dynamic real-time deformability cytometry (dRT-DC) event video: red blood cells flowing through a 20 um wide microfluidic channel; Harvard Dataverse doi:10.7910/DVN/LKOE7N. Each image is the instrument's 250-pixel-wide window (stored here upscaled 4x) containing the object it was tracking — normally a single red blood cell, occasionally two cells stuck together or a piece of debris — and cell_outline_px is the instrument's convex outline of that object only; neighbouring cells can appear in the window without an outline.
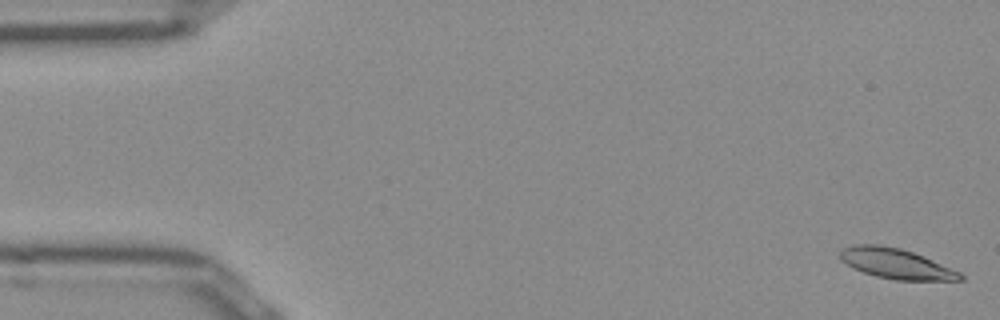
{"species": "Egyptian fruit bat (a non-hibernating species)", "species_latin": "Rousettus aegyptiacus", "temperature_condition": "room temperature", "stored_images_in_passage": 52, "camera_frame_rate_fps": 3000, "um_per_image_px": 0.085, "frame": {"image": 1, "passage_image": 1, "time_ms": 0.0, "image_size_px": [1000, 320], "cell_outline_px": [[964, 280], [896, 280], [876, 276], [852, 268], [840, 260], [840, 252], [844, 248], [856, 244], [880, 244], [900, 248], [912, 252], [960, 272], [964, 276]], "centroid_in_image_um": [76.13, 22.41], "position_along_channel_um": 8.9, "area_um2": 20.92}}
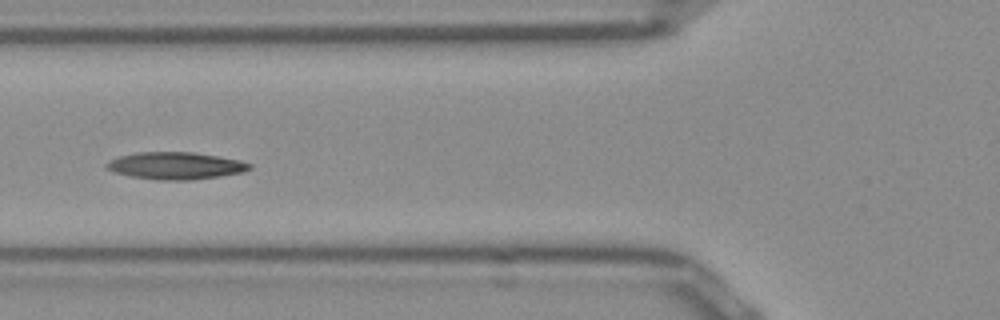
{"frame": {"image": 2, "passage_image": 19, "time_ms": 6.0, "image_size_px": [1000, 320], "cell_outline_px": [[252, 168], [244, 172], [220, 176], [188, 180], [156, 180], [132, 176], [116, 172], [108, 168], [104, 164], [108, 160], [120, 156], [136, 152], [192, 152], [240, 160], [252, 164]], "centroid_in_image_um": [14.94, 14.08], "position_along_channel_um": 110.9, "area_um2": 22.54}}
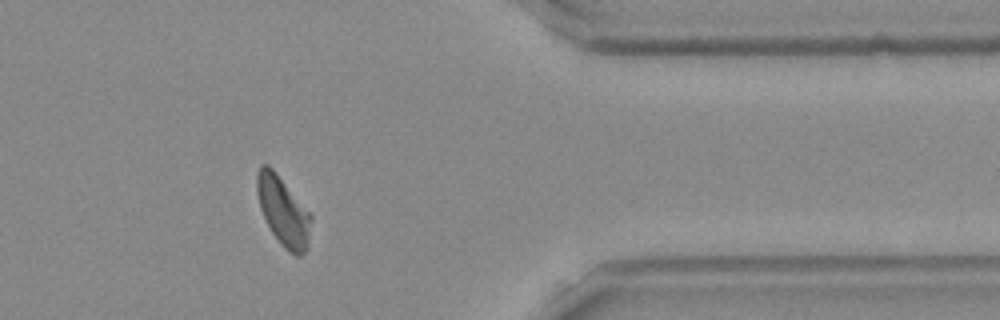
{"frame": {"image": 3, "passage_image": 42, "time_ms": 13.667, "image_size_px": [1000, 320], "cell_outline_px": [[312, 220], [308, 248], [300, 256], [296, 256], [288, 252], [280, 244], [272, 232], [260, 208], [256, 192], [256, 172], [260, 164], [268, 164], [272, 168], [312, 216]], "centroid_in_image_um": [24.06, 17.97], "position_along_channel_um": 387.3, "area_um2": 21.73}, "authors_computed_cell_mechanics": {"area_um2": 21.3282, "velocity_mm_per_s": 3.8845, "shape_relaxation_time_tau1_ms": 5.0831, "shape_relaxation_time_tau2_ms": 4.5609, "deformation_change_tau1": 0.174, "deformation_change_tau2": 0.0979}}